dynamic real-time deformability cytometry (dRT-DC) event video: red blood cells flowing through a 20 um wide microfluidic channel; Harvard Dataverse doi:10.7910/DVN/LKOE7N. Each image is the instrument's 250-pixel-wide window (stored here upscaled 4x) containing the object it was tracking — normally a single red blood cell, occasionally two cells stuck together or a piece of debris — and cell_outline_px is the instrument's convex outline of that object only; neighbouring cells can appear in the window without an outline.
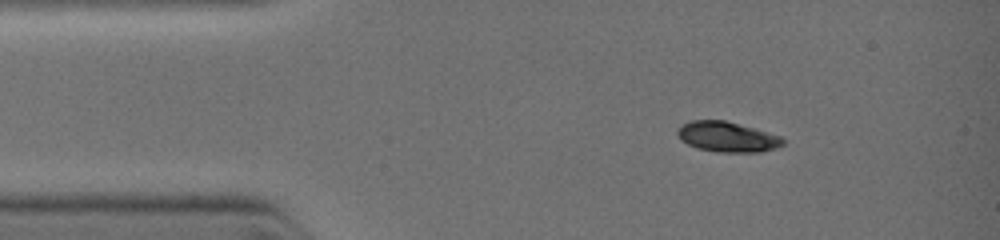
{"species": "common noctule bat (a hibernating species)", "species_latin": "Nyctalus noctula", "temperature_condition": "warm", "stored_images_in_passage": 6, "camera_frame_rate_fps": 3000, "um_per_image_px": 0.085, "animal": {"sex": "female", "body_mass_g": 19.0, "forearm_length_mm": 51.5}, "frame": {"image": 1, "passage_image": 4, "time_ms": 1.0, "image_size_px": [1000, 240], "cell_outline_px": [[784, 144], [776, 148], [760, 152], [720, 152], [700, 148], [688, 144], [680, 140], [676, 132], [684, 124], [692, 120], [724, 120], [780, 136], [784, 140]], "centroid_in_image_um": [61.82, 11.64], "position_along_channel_um": 23.2, "area_um2": 18.21}}